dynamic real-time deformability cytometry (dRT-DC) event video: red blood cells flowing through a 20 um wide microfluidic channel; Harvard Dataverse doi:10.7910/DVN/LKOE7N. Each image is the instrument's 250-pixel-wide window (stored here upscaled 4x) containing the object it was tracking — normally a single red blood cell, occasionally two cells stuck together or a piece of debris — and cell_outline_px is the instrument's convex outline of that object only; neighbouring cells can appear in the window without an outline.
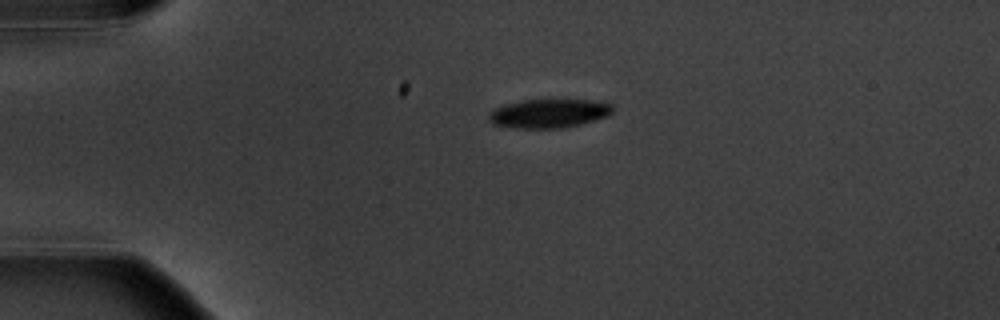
{"species": "common noctule bat (a hibernating species)", "species_latin": "Nyctalus noctula", "temperature_condition": "warm", "stored_images_in_passage": 2, "camera_frame_rate_fps": 3000, "um_per_image_px": 0.085, "animal": {"sex": "male", "body_mass_g": 20.1, "forearm_length_mm": 53.5}, "frame": {"image": 1, "passage_image": 1, "time_ms": 0.0, "image_size_px": [1000, 320], "cell_outline_px": [[612, 112], [608, 116], [580, 124], [564, 128], [516, 128], [492, 124], [488, 120], [488, 112], [504, 104], [520, 100], [588, 100], [612, 104]], "centroid_in_image_um": [46.61, 9.64], "position_along_channel_um": 38.4, "area_um2": 20.81}}